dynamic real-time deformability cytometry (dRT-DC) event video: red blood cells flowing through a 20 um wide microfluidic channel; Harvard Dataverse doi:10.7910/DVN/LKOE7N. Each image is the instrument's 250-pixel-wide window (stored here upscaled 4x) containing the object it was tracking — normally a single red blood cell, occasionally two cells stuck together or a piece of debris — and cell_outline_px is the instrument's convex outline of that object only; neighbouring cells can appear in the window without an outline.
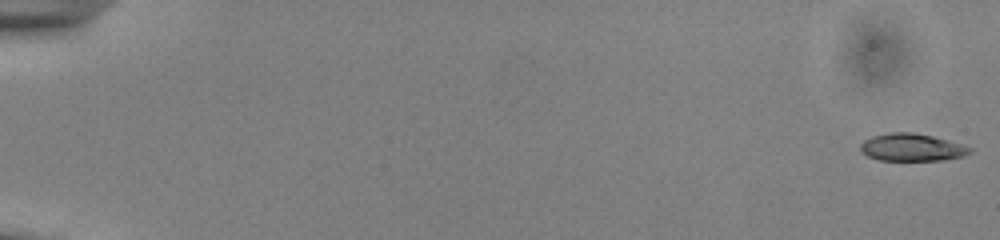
{"species": "common noctule bat (a hibernating species)", "species_latin": "Nyctalus noctula", "temperature_condition": "cold", "stored_images_in_passage": 55, "camera_frame_rate_fps": 3000, "um_per_image_px": 0.085, "animal": {"sex": "male", "body_mass_g": 13.0, "forearm_length_mm": 53.1}, "frame": {"image": 1, "passage_image": 1, "time_ms": 0.0, "image_size_px": [1000, 240], "cell_outline_px": [[972, 152], [964, 156], [944, 160], [880, 160], [868, 156], [860, 148], [860, 144], [864, 140], [872, 136], [892, 132], [912, 132], [932, 136], [948, 140], [972, 148]], "centroid_in_image_um": [77.52, 12.52], "position_along_channel_um": 7.5, "area_um2": 17.4}}
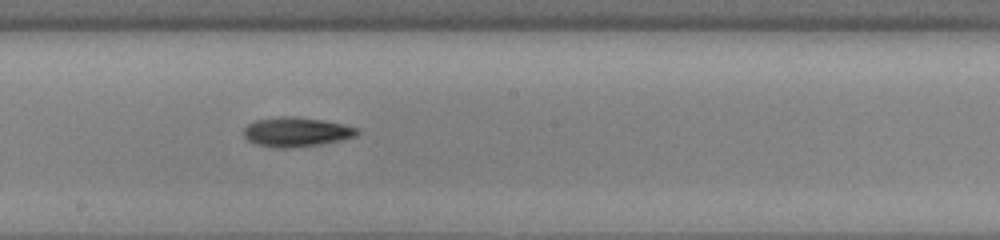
{"frame": {"image": 2, "passage_image": 32, "time_ms": 10.333, "image_size_px": [1000, 240], "cell_outline_px": [[360, 132], [356, 136], [344, 140], [320, 144], [292, 148], [272, 148], [256, 144], [248, 140], [244, 136], [244, 128], [248, 124], [256, 120], [280, 116], [296, 116], [324, 120], [344, 124], [360, 128]], "centroid_in_image_um": [25.23, 11.22], "position_along_channel_um": 223.0, "area_um2": 19.83}}
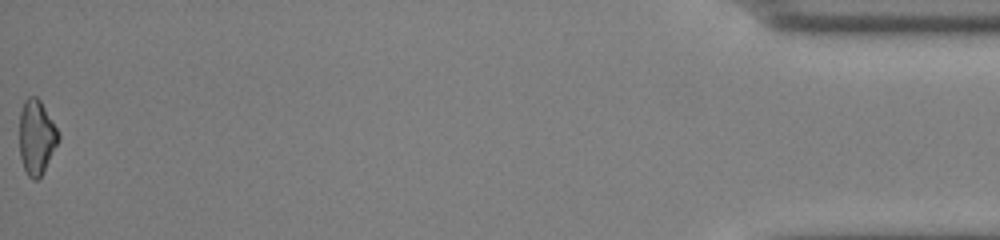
{"frame": {"image": 3, "passage_image": 55, "time_ms": 18.0, "image_size_px": [1000, 240], "cell_outline_px": [[60, 140], [44, 172], [36, 180], [32, 180], [28, 176], [24, 168], [20, 156], [20, 112], [24, 100], [28, 96], [36, 96], [40, 100], [60, 132]], "centroid_in_image_um": [3.13, 11.66], "position_along_channel_um": 432.1, "area_um2": 17.17}, "authors_computed_cell_mechanics": {"area_um2": 18.0914, "velocity_mm_per_s": 3.8907, "shape_relaxation_time_tau1_ms": 4.2139, "shape_relaxation_time_tau2_ms": 9.9048, "deformation_change_tau1": 0.1534, "deformation_change_tau2": 0.2237}}